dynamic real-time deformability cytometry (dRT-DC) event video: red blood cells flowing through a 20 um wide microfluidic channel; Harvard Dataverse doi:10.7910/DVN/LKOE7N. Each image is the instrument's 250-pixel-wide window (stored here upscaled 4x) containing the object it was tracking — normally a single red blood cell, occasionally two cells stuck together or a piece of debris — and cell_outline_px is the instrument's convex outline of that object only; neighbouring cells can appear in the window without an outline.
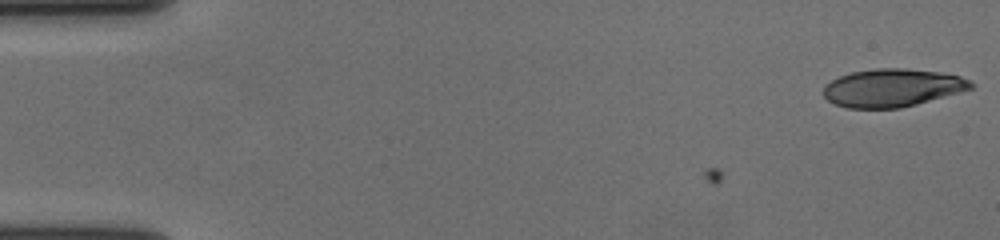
{"species": "human", "species_latin": "Homo sapiens", "temperature_condition": "cold", "stored_images_in_passage": 57, "camera_frame_rate_fps": 3000, "um_per_image_px": 0.085, "donor": {"sex": "female"}, "frame": {"image": 1, "passage_image": 1, "time_ms": 0.0, "image_size_px": [1000, 240], "cell_outline_px": [[976, 84], [972, 88], [960, 92], [916, 104], [900, 108], [848, 108], [836, 104], [828, 100], [824, 96], [824, 84], [840, 76], [852, 72], [876, 68], [908, 68], [940, 72], [960, 76], [972, 80]], "centroid_in_image_um": [75.88, 7.45], "position_along_channel_um": 9.1, "area_um2": 32.66}}
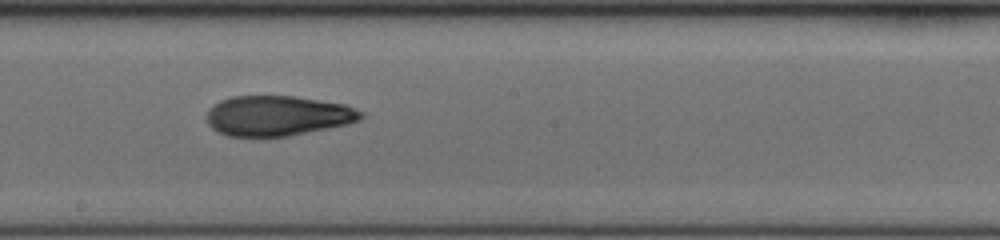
{"frame": {"image": 2, "passage_image": 32, "time_ms": 10.333, "image_size_px": [1000, 240], "cell_outline_px": [[364, 116], [360, 120], [348, 124], [288, 136], [228, 136], [216, 132], [208, 124], [208, 108], [220, 100], [232, 96], [292, 96], [344, 104], [364, 112]], "centroid_in_image_um": [23.59, 9.84], "position_along_channel_um": 224.6, "area_um2": 36.01}}
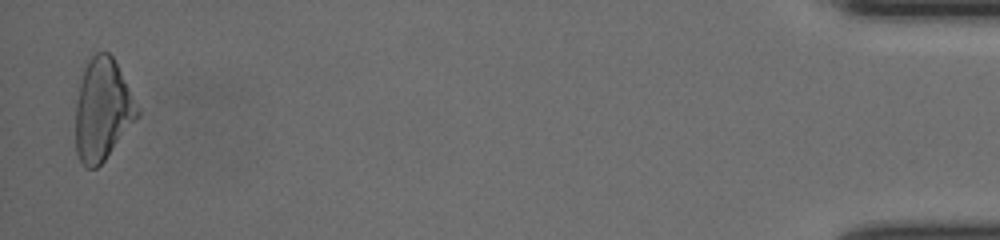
{"frame": {"image": 3, "passage_image": 56, "time_ms": 18.333, "image_size_px": [1000, 240], "cell_outline_px": [[140, 116], [104, 160], [96, 168], [88, 168], [80, 160], [76, 152], [76, 104], [80, 80], [84, 60], [96, 52], [108, 52], [112, 56], [140, 108]], "centroid_in_image_um": [8.71, 9.28], "position_along_channel_um": 426.5, "area_um2": 36.88}, "authors_computed_cell_mechanics": {"area_um2": 35.836, "velocity_mm_per_s": 3.6723, "shape_relaxation_time_tau1_ms": 5.8526, "shape_relaxation_time_tau2_ms": 3.2659, "deformation_change_tau1": 0.2071, "deformation_change_tau2": 0.1113}}